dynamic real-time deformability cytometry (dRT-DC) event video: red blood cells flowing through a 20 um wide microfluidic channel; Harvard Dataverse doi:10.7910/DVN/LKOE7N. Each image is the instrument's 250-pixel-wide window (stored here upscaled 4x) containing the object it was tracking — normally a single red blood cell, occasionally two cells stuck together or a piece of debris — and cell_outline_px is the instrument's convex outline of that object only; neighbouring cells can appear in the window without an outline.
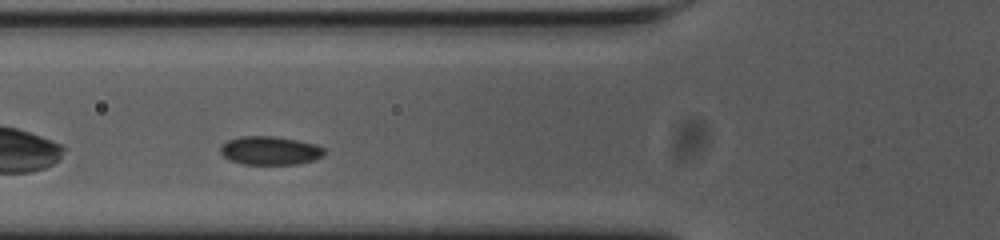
{"species": "common noctule bat (a hibernating species)", "species_latin": "Nyctalus noctula", "temperature_condition": "cold", "stored_images_in_passage": 31, "camera_frame_rate_fps": 3000, "um_per_image_px": 0.085, "animal": {"sex": "female", "body_mass_g": 23.0, "forearm_length_mm": 53.4}, "frame": {"image": 1, "passage_image": 5, "time_ms": 1.333, "image_size_px": [1000, 240], "cell_outline_px": [[324, 156], [312, 160], [296, 164], [244, 164], [232, 160], [224, 156], [220, 152], [220, 148], [228, 140], [240, 136], [276, 136], [316, 144], [324, 148]], "centroid_in_image_um": [22.97, 12.79], "position_along_channel_um": 102.8, "area_um2": 17.11}}
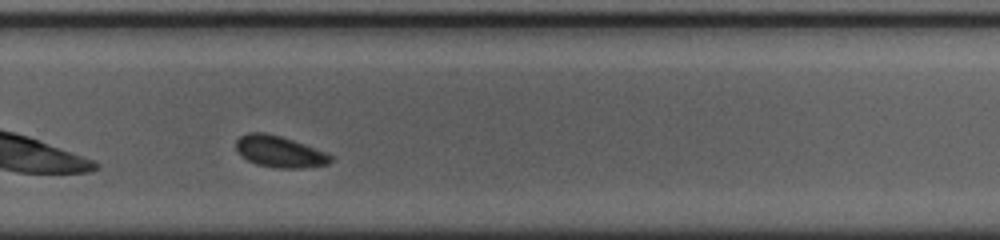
{"frame": {"image": 2, "passage_image": 22, "time_ms": 7.0, "image_size_px": [1000, 240], "cell_outline_px": [[332, 160], [328, 164], [304, 168], [276, 168], [256, 164], [240, 156], [236, 148], [236, 140], [240, 136], [248, 132], [264, 132], [280, 136], [304, 144], [324, 152], [332, 156]], "centroid_in_image_um": [23.72, 12.89], "position_along_channel_um": 306.1, "area_um2": 17.28}, "authors_computed_cell_mechanics": {"area_um2": 17.34, "velocity_mm_per_s": 3.5918, "shape_relaxation_time_tau1_ms": null, "shape_relaxation_time_tau2_ms": 1.507, "deformation_change_tau1": null, "deformation_change_tau2": 0.0471}}